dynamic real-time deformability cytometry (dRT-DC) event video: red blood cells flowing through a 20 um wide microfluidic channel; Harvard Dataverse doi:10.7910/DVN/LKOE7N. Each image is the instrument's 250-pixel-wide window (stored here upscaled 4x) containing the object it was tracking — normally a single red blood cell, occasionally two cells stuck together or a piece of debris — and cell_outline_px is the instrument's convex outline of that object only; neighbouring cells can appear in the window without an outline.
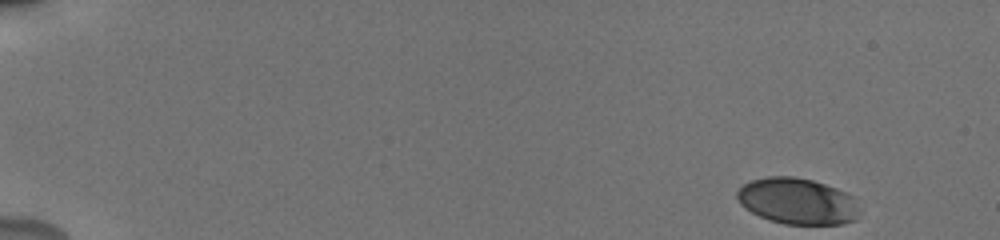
{"species": "human", "species_latin": "Homo sapiens", "temperature_condition": "cold", "stored_images_in_passage": 8, "camera_frame_rate_fps": 3000, "um_per_image_px": 0.085, "donor": {"sex": "male"}, "frame": {"image": 1, "passage_image": 1, "time_ms": 0.0, "image_size_px": [1000, 240], "cell_outline_px": [[860, 212], [856, 220], [840, 224], [784, 224], [768, 220], [744, 208], [740, 204], [736, 196], [736, 192], [744, 184], [752, 180], [768, 176], [792, 176], [812, 180], [836, 188], [852, 196], [860, 208]], "centroid_in_image_um": [67.78, 17.11], "position_along_channel_um": 17.2, "area_um2": 33.06}}
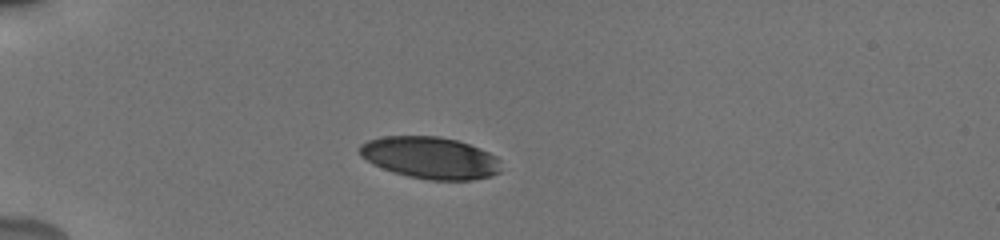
{"frame": {"image": 2, "passage_image": 7, "time_ms": 2.0, "image_size_px": [1000, 240], "cell_outline_px": [[500, 172], [492, 176], [472, 180], [428, 180], [408, 176], [372, 164], [360, 156], [356, 148], [360, 144], [368, 140], [384, 136], [440, 136], [456, 140], [480, 148], [496, 156], [500, 160]], "centroid_in_image_um": [36.56, 13.41], "position_along_channel_um": 48.4, "area_um2": 34.74}}